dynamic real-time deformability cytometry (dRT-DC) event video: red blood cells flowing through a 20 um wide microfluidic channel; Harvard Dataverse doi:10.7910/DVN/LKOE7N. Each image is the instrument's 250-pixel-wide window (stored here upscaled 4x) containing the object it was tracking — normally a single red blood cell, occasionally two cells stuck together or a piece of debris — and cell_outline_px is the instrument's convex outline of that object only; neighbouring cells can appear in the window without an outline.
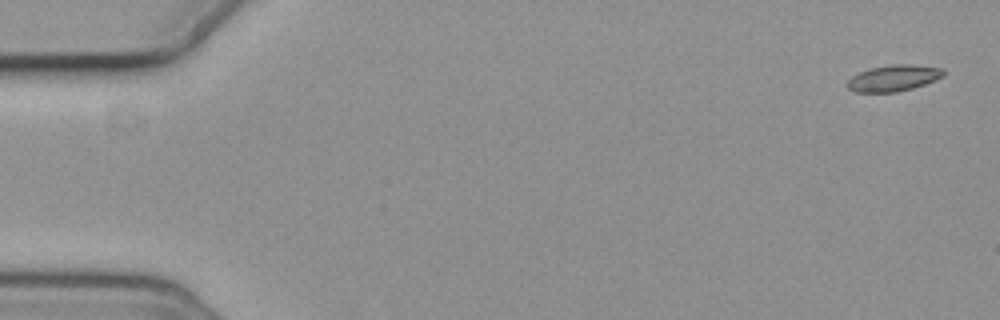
{"species": "common noctule bat (a hibernating species)", "species_latin": "Nyctalus noctula", "temperature_condition": "cold", "stored_images_in_passage": 8, "camera_frame_rate_fps": 3000, "um_per_image_px": 0.085, "animal": {"sex": "female", "body_mass_g": 19.3, "forearm_length_mm": 54.1}, "frame": {"image": 1, "passage_image": 1, "time_ms": 0.0, "image_size_px": [1000, 320], "cell_outline_px": [[944, 76], [924, 84], [912, 88], [896, 92], [856, 92], [848, 88], [844, 84], [852, 76], [868, 68], [892, 64], [912, 64], [944, 68]], "centroid_in_image_um": [75.93, 6.63], "position_along_channel_um": 9.1, "area_um2": 14.8}}
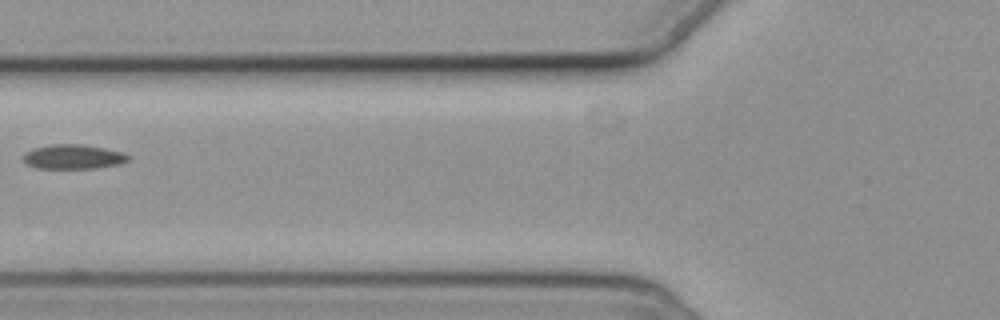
{"frame": {"image": 2, "passage_image": 7, "time_ms": 7.0, "image_size_px": [1000, 320], "cell_outline_px": [[132, 156], [128, 160], [120, 164], [96, 168], [36, 168], [28, 164], [24, 160], [24, 152], [32, 148], [48, 144], [80, 144], [104, 148], [124, 152]], "centroid_in_image_um": [6.24, 13.31], "position_along_channel_um": 119.6, "area_um2": 15.09}}
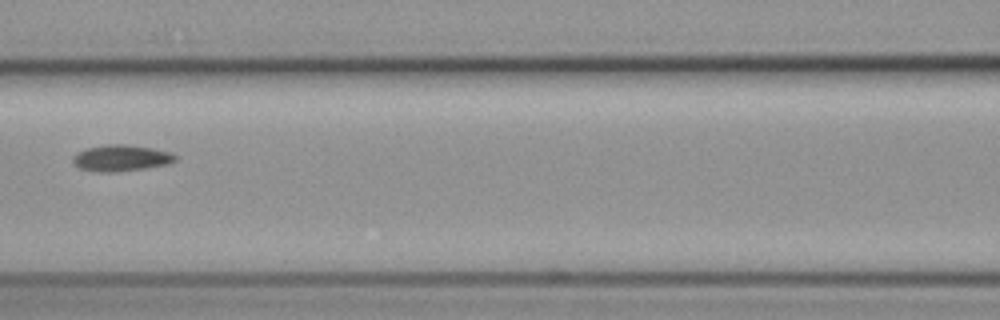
{"frame": {"image": 3, "passage_image": 8, "time_ms": 8.0, "image_size_px": [1000, 320], "cell_outline_px": [[176, 160], [168, 164], [144, 168], [116, 172], [100, 172], [76, 168], [72, 164], [72, 156], [76, 152], [88, 148], [104, 144], [128, 144], [152, 148], [172, 152], [176, 156]], "centroid_in_image_um": [10.24, 13.43], "position_along_channel_um": 156.4, "area_um2": 15.95}}